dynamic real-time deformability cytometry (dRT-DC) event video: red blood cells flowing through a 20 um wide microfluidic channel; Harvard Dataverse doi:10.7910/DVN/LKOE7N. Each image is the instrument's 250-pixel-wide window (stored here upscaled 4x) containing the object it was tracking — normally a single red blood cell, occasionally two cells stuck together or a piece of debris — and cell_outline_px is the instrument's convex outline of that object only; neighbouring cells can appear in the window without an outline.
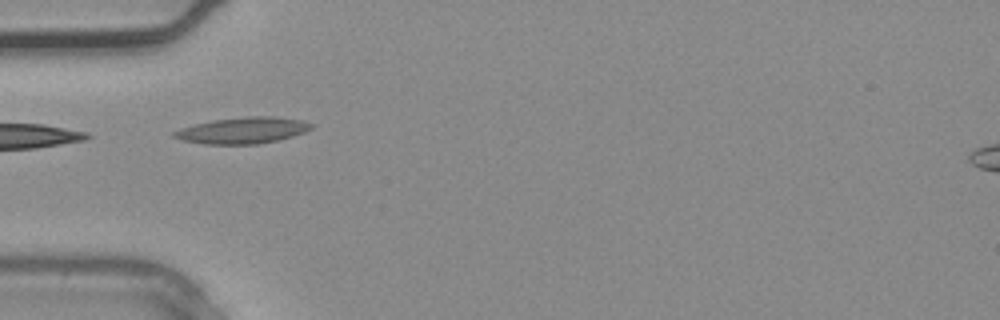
{"species": "common noctule bat (a hibernating species)", "species_latin": "Nyctalus noctula", "temperature_condition": "warm", "stored_images_in_passage": 3, "camera_frame_rate_fps": 3000, "um_per_image_px": 0.085, "animal": {"sex": "male", "body_mass_g": 20.4}, "frame": {"image": 1, "passage_image": 3, "time_ms": 0.667, "image_size_px": [1000, 320], "cell_outline_px": [[316, 124], [312, 128], [304, 132], [292, 136], [276, 140], [256, 144], [204, 144], [184, 140], [172, 136], [172, 132], [180, 128], [212, 120], [248, 116], [276, 116], [304, 120]], "centroid_in_image_um": [20.67, 11.07], "position_along_channel_um": 64.3, "area_um2": 21.04}}